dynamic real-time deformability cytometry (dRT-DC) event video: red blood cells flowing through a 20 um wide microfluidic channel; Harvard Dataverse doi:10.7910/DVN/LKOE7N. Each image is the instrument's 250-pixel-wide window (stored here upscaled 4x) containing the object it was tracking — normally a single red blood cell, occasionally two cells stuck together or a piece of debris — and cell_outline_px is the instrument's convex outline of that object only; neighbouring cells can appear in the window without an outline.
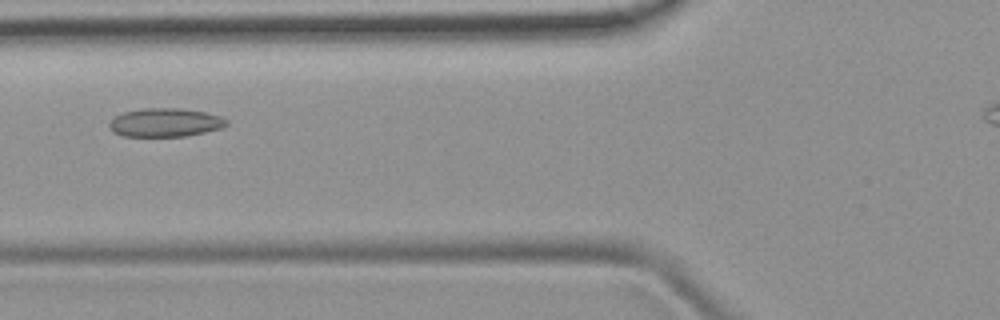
{"species": "common noctule bat (a hibernating species)", "species_latin": "Nyctalus noctula", "temperature_condition": "room temperature", "stored_images_in_passage": 5, "camera_frame_rate_fps": 3000, "um_per_image_px": 0.085, "animal": {"sex": "female", "body_mass_g": 19.9}, "frame": {"image": 1, "passage_image": 5, "time_ms": 5.333, "image_size_px": [1000, 320], "cell_outline_px": [[228, 124], [220, 128], [204, 132], [184, 136], [124, 136], [112, 132], [108, 124], [116, 116], [124, 112], [144, 108], [180, 108], [204, 112], [220, 116], [228, 120]], "centroid_in_image_um": [14.03, 10.41], "position_along_channel_um": 111.8, "area_um2": 19.36}}